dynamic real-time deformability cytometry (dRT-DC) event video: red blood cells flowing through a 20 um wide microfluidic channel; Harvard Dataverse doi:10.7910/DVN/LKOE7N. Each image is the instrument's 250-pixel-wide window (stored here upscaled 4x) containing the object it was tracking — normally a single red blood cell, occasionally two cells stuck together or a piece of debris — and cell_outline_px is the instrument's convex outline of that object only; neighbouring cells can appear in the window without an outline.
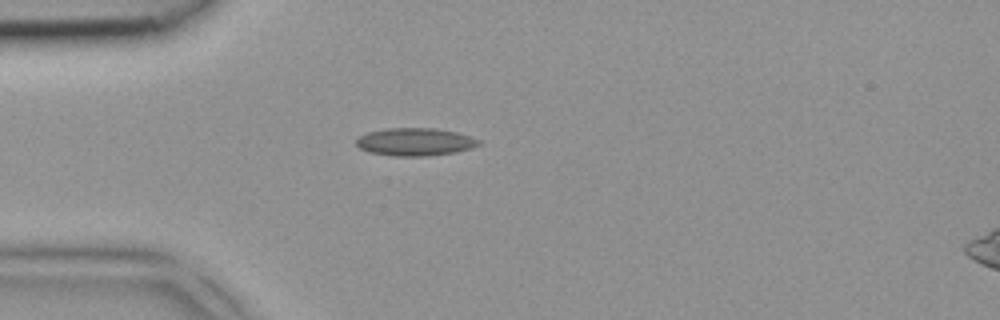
{"species": "common noctule bat (a hibernating species)", "species_latin": "Nyctalus noctula", "temperature_condition": "room temperature", "stored_images_in_passage": 5, "camera_frame_rate_fps": 3000, "um_per_image_px": 0.085, "animal": {"sex": "female", "body_mass_g": 18.4}, "frame": {"image": 1, "passage_image": 5, "time_ms": 1.333, "image_size_px": [1000, 320], "cell_outline_px": [[480, 144], [472, 148], [456, 152], [424, 156], [392, 156], [368, 152], [360, 148], [356, 144], [356, 140], [360, 136], [368, 132], [384, 128], [436, 128], [456, 132], [480, 140]], "centroid_in_image_um": [35.26, 12.06], "position_along_channel_um": 49.7, "area_um2": 19.83}}